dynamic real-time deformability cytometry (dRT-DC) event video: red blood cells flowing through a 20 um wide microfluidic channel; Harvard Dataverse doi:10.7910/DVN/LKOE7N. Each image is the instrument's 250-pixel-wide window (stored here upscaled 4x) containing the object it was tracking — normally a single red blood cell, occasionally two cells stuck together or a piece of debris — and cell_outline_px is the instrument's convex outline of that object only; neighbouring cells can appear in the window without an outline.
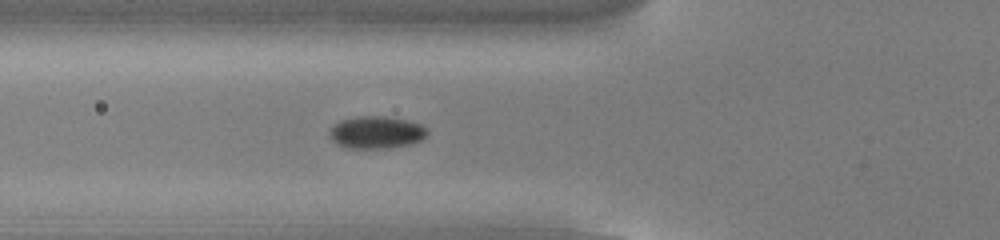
{"species": "common noctule bat (a hibernating species)", "species_latin": "Nyctalus noctula", "temperature_condition": "cold", "stored_images_in_passage": 54, "camera_frame_rate_fps": 3000, "um_per_image_px": 0.085, "animal": {"sex": "male", "body_mass_g": 13.0, "forearm_length_mm": 53.1}, "frame": {"image": 1, "passage_image": 20, "time_ms": 6.333, "image_size_px": [1000, 240], "cell_outline_px": [[428, 132], [420, 140], [412, 144], [388, 148], [344, 148], [336, 144], [328, 136], [328, 132], [340, 120], [360, 116], [384, 116], [404, 120], [420, 124]], "centroid_in_image_um": [31.93, 11.27], "position_along_channel_um": 93.9, "area_um2": 18.32}}
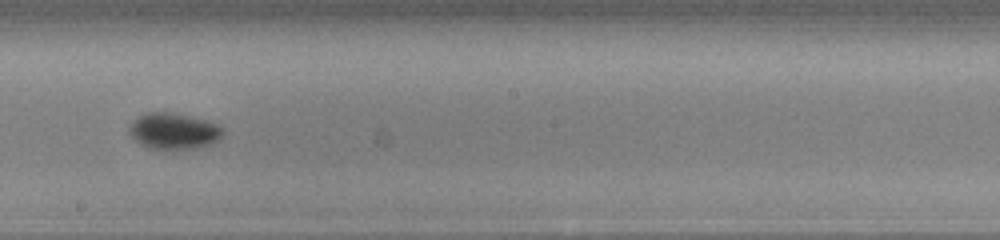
{"frame": {"image": 2, "passage_image": 31, "time_ms": 10.0, "image_size_px": [1000, 240], "cell_outline_px": [[224, 136], [212, 144], [196, 148], [152, 148], [140, 144], [128, 132], [128, 128], [132, 120], [148, 112], [172, 112], [204, 120], [216, 124], [224, 128]], "centroid_in_image_um": [14.78, 11.13], "position_along_channel_um": 233.4, "area_um2": 19.59}}
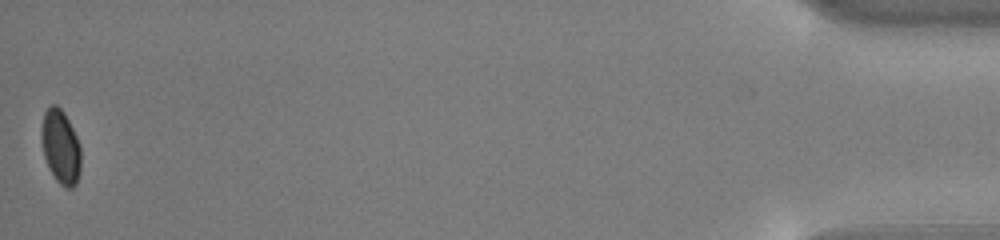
{"frame": {"image": 3, "passage_image": 54, "time_ms": 17.667, "image_size_px": [1000, 240], "cell_outline_px": [[80, 172], [76, 184], [72, 188], [64, 188], [56, 180], [48, 168], [44, 156], [40, 132], [44, 112], [52, 104], [56, 104], [64, 112], [80, 144]], "centroid_in_image_um": [5.14, 12.49], "position_along_channel_um": 430.1, "area_um2": 17.11}, "authors_computed_cell_mechanics": {"area_um2": 17.8313, "velocity_mm_per_s": 3.8098, "shape_relaxation_time_tau1_ms": 2.6125, "shape_relaxation_time_tau2_ms": null, "deformation_change_tau1": 0.0678, "deformation_change_tau2": null}}